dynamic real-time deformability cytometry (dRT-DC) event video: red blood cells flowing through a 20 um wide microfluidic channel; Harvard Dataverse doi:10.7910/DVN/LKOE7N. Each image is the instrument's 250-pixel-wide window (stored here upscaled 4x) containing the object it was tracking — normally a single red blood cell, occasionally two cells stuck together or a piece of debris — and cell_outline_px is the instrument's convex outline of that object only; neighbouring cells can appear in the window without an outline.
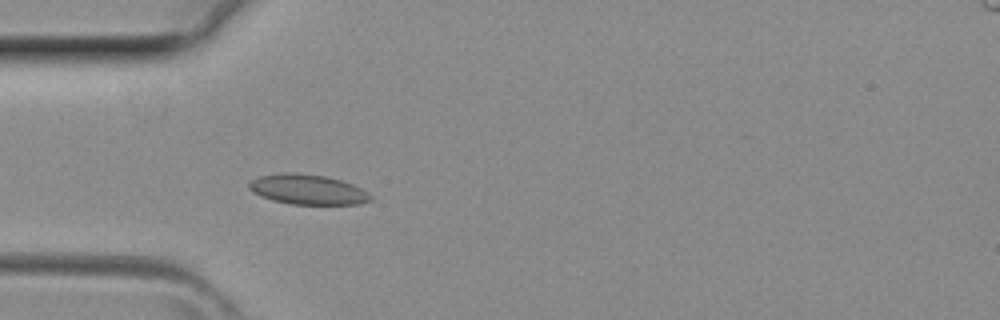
{"species": "common noctule bat (a hibernating species)", "species_latin": "Nyctalus noctula", "temperature_condition": "room temperature", "stored_images_in_passage": 4, "camera_frame_rate_fps": 3000, "um_per_image_px": 0.085, "animal": {"sex": "female", "body_mass_g": 29.2, "forearm_length_mm": 56.3}, "frame": {"image": 1, "passage_image": 4, "time_ms": 1.0, "image_size_px": [1000, 320], "cell_outline_px": [[372, 200], [360, 204], [292, 204], [272, 200], [260, 196], [252, 192], [248, 188], [248, 184], [252, 180], [260, 176], [284, 172], [296, 172], [324, 176], [340, 180], [352, 184], [368, 192], [372, 196]], "centroid_in_image_um": [26.14, 16.11], "position_along_channel_um": 58.9, "area_um2": 21.27}}